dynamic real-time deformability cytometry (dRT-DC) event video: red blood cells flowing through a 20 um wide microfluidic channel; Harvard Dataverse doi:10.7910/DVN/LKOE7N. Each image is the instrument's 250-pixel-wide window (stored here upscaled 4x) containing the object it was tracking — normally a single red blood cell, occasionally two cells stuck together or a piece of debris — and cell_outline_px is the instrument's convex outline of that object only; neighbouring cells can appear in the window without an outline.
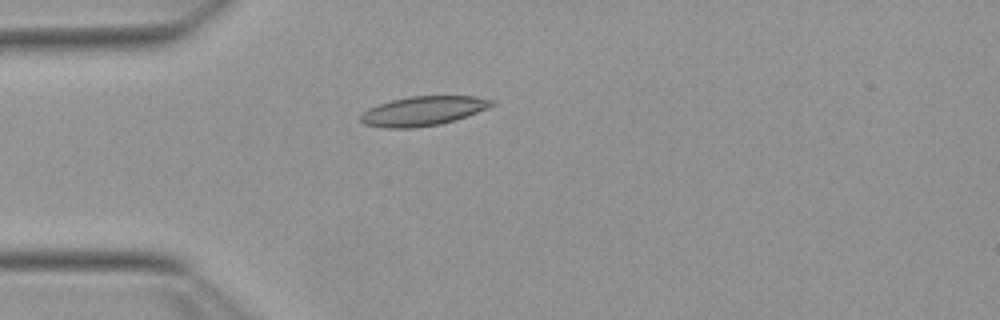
{"species": "Egyptian fruit bat (a non-hibernating species)", "species_latin": "Rousettus aegyptiacus", "temperature_condition": "warm", "stored_images_in_passage": 30, "camera_frame_rate_fps": 3000, "um_per_image_px": 0.085, "animal": {"sex": "female"}, "frame": {"image": 1, "passage_image": 1, "time_ms": 0.0, "image_size_px": [1000, 320], "cell_outline_px": [[496, 104], [488, 108], [456, 120], [440, 124], [412, 128], [388, 128], [364, 124], [360, 120], [360, 116], [368, 108], [392, 100], [408, 96], [476, 96], [496, 100]], "centroid_in_image_um": [36.01, 9.42], "position_along_channel_um": 49.0, "area_um2": 22.48}}
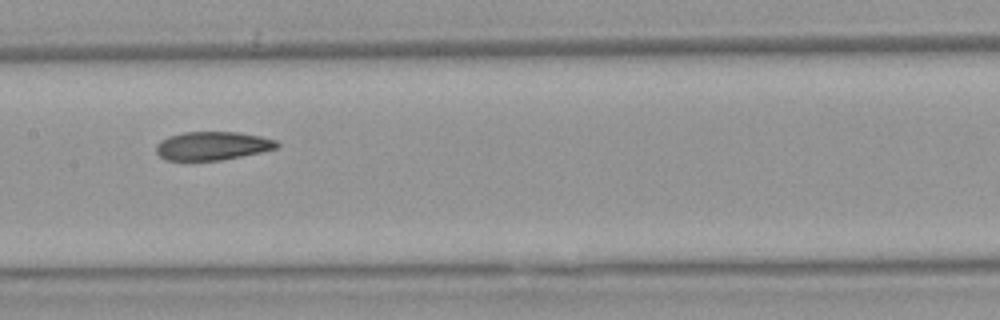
{"frame": {"image": 2, "passage_image": 13, "time_ms": 4.0, "image_size_px": [1000, 320], "cell_outline_px": [[280, 144], [276, 148], [260, 152], [220, 160], [164, 160], [156, 152], [156, 144], [160, 140], [168, 136], [184, 132], [240, 132], [260, 136], [276, 140]], "centroid_in_image_um": [18.03, 12.39], "position_along_channel_um": 189.4, "area_um2": 20.0}}
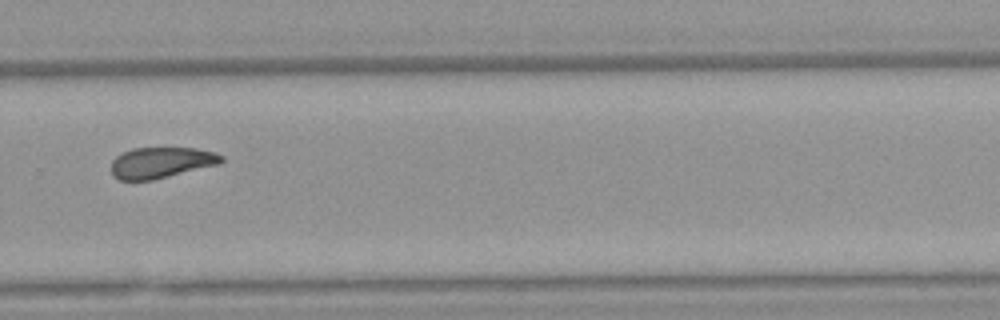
{"frame": {"image": 3, "passage_image": 23, "time_ms": 7.333, "image_size_px": [1000, 320], "cell_outline_px": [[224, 160], [220, 164], [152, 180], [120, 180], [112, 176], [112, 160], [116, 156], [132, 148], [196, 148], [216, 152], [224, 156]], "centroid_in_image_um": [13.73, 13.82], "position_along_channel_um": 316.1, "area_um2": 19.94}, "authors_computed_cell_mechanics": {"area_um2": 20.8369, "velocity_mm_per_s": 3.8202, "shape_relaxation_time_tau1_ms": 10.1539, "shape_relaxation_time_tau2_ms": 3.1643, "deformation_change_tau1": 0.1911, "deformation_change_tau2": 0.0816}}